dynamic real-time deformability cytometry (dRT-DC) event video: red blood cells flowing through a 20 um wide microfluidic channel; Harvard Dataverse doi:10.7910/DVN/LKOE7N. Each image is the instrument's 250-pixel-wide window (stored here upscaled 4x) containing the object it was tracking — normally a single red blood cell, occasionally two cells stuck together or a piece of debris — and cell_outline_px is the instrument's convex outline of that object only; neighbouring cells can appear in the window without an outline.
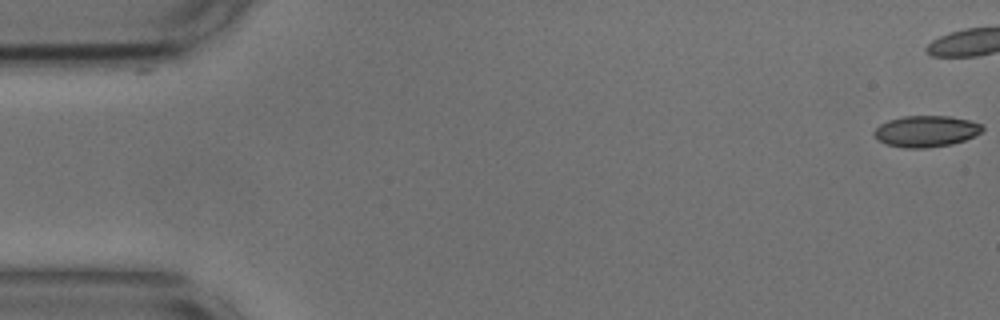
{"species": "common noctule bat (a hibernating species)", "species_latin": "Nyctalus noctula", "temperature_condition": "cold", "stored_images_in_passage": 12, "camera_frame_rate_fps": 3000, "um_per_image_px": 0.085, "animal": {"sex": "male", "body_mass_g": 17.9, "forearm_length_mm": 54.2}, "frame": {"image": 1, "passage_image": 1, "time_ms": 0.0, "image_size_px": [1000, 320], "cell_outline_px": [[984, 128], [980, 132], [964, 140], [952, 144], [924, 148], [904, 148], [888, 144], [880, 140], [872, 132], [880, 124], [888, 120], [904, 116], [948, 116], [968, 120], [984, 124]], "centroid_in_image_um": [78.72, 11.15], "position_along_channel_um": 6.3, "area_um2": 19.54}}